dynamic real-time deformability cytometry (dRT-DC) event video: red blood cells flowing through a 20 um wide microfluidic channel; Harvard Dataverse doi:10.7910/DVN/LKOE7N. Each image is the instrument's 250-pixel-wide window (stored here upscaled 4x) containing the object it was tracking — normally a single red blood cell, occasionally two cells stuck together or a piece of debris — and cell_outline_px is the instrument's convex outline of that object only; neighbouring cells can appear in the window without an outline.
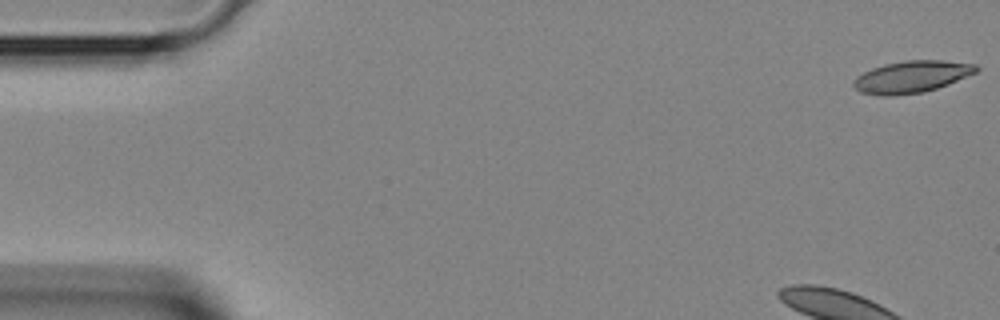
{"species": "Egyptian fruit bat (a non-hibernating species)", "species_latin": "Rousettus aegyptiacus", "temperature_condition": "room temperature", "stored_images_in_passage": 11, "camera_frame_rate_fps": 3000, "um_per_image_px": 0.085, "animal": {"sex": "female"}, "frame": {"image": 1, "passage_image": 1, "time_ms": 0.0, "image_size_px": [1000, 320], "cell_outline_px": [[980, 68], [976, 72], [948, 84], [924, 92], [892, 96], [884, 96], [860, 92], [852, 84], [852, 80], [856, 76], [872, 68], [884, 64], [904, 60], [944, 60], [976, 64]], "centroid_in_image_um": [77.47, 6.52], "position_along_channel_um": 7.5, "area_um2": 22.89}}